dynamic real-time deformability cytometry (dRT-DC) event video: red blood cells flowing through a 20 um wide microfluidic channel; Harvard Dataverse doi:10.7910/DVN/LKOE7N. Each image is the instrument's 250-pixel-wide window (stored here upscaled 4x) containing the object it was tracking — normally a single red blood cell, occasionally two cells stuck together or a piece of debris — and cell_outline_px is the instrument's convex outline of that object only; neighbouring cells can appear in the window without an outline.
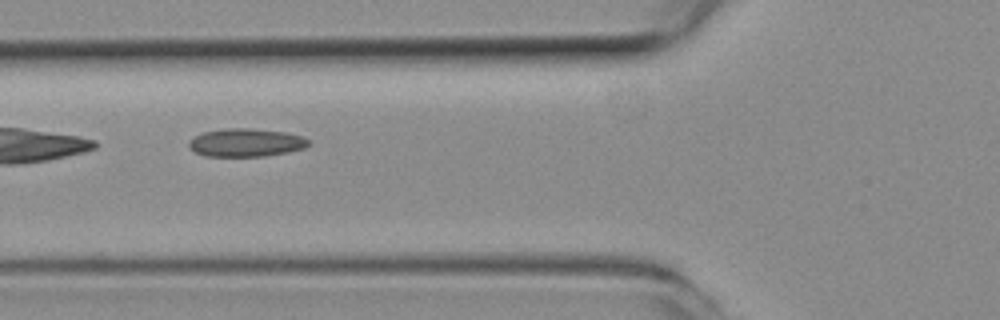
{"species": "common noctule bat (a hibernating species)", "species_latin": "Nyctalus noctula", "temperature_condition": "room temperature", "stored_images_in_passage": 36, "camera_frame_rate_fps": 3000, "um_per_image_px": 0.085, "animal": {"sex": "female", "body_mass_g": 19.3, "forearm_length_mm": 54.1}, "frame": {"image": 1, "passage_image": 3, "time_ms": 0.667, "image_size_px": [1000, 320], "cell_outline_px": [[308, 144], [304, 148], [288, 152], [264, 156], [204, 156], [196, 152], [188, 144], [188, 140], [204, 132], [228, 128], [252, 128], [284, 132], [300, 136], [308, 140]], "centroid_in_image_um": [20.89, 12.12], "position_along_channel_um": 104.9, "area_um2": 19.36}}
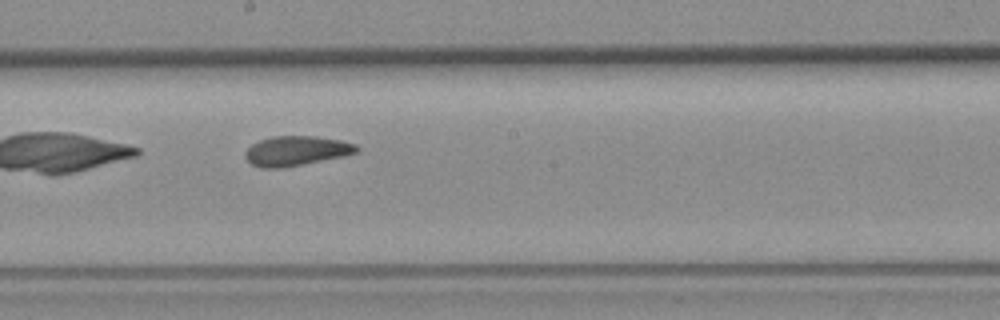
{"frame": {"image": 2, "passage_image": 12, "time_ms": 3.667, "image_size_px": [1000, 320], "cell_outline_px": [[360, 148], [356, 152], [344, 156], [284, 168], [260, 168], [252, 164], [244, 156], [244, 152], [252, 144], [260, 140], [272, 136], [316, 136], [340, 140], [356, 144]], "centroid_in_image_um": [25.17, 12.82], "position_along_channel_um": 223.0, "area_um2": 19.36}}
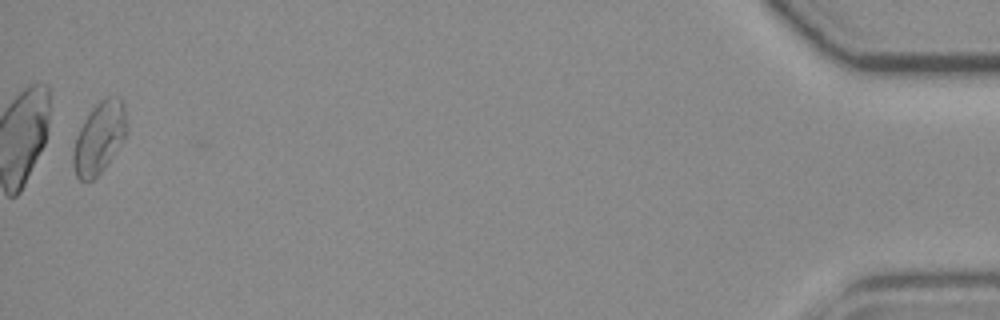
{"frame": {"image": 3, "passage_image": 35, "time_ms": 11.333, "image_size_px": [1000, 320], "cell_outline_px": [[128, 128], [124, 140], [104, 168], [92, 180], [80, 180], [76, 176], [72, 164], [72, 156], [76, 136], [84, 120], [92, 108], [100, 100], [108, 96], [120, 96], [124, 104], [128, 124]], "centroid_in_image_um": [8.46, 11.68], "position_along_channel_um": 426.7, "area_um2": 22.48}}